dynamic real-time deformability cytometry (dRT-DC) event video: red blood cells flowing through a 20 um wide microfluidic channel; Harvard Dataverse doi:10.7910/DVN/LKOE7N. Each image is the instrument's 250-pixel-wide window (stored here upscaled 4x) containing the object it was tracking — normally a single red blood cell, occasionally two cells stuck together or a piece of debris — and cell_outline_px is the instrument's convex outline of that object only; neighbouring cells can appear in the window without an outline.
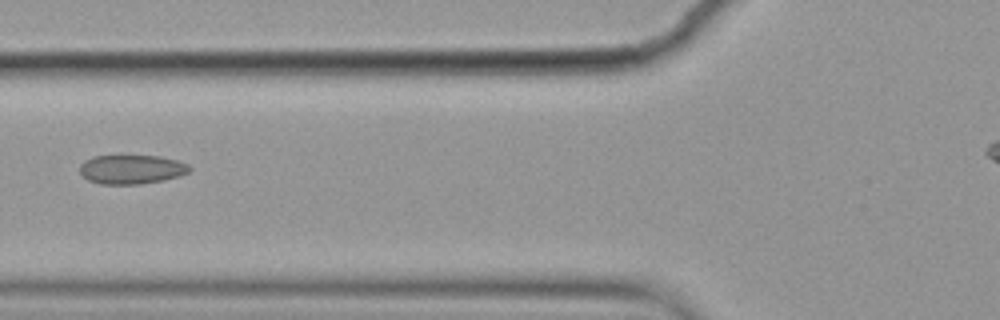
{"species": "common noctule bat (a hibernating species)", "species_latin": "Nyctalus noctula", "temperature_condition": "cold", "stored_images_in_passage": 13, "camera_frame_rate_fps": 3000, "um_per_image_px": 0.085, "animal": {"sex": "female", "body_mass_g": 19.9}, "frame": {"image": 1, "passage_image": 5, "time_ms": 1.333, "image_size_px": [1000, 320], "cell_outline_px": [[192, 168], [188, 172], [180, 176], [164, 180], [140, 184], [100, 184], [88, 180], [80, 172], [80, 164], [84, 160], [92, 156], [160, 156], [176, 160], [188, 164]], "centroid_in_image_um": [11.18, 14.4], "position_along_channel_um": 114.6, "area_um2": 18.67}}
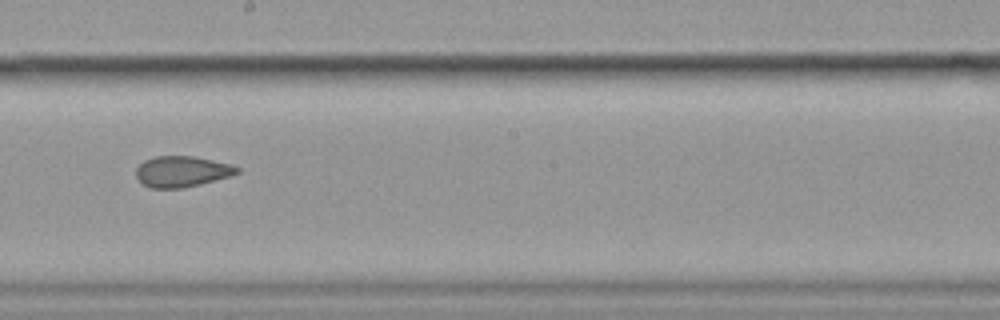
{"frame": {"image": 2, "passage_image": 8, "time_ms": 2.333, "image_size_px": [1000, 320], "cell_outline_px": [[240, 172], [228, 176], [200, 184], [184, 188], [152, 188], [144, 184], [136, 176], [136, 168], [144, 160], [156, 156], [192, 156], [232, 164], [240, 168]], "centroid_in_image_um": [15.46, 14.57], "position_along_channel_um": 232.7, "area_um2": 18.03}}
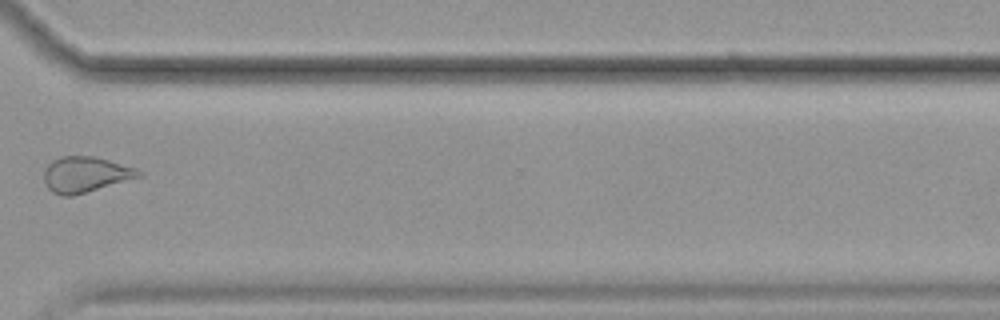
{"frame": {"image": 3, "passage_image": 11, "time_ms": 3.333, "image_size_px": [1000, 320], "cell_outline_px": [[144, 172], [140, 176], [72, 196], [60, 196], [52, 192], [48, 188], [44, 180], [44, 168], [52, 160], [60, 156], [92, 156], [108, 160], [136, 168]], "centroid_in_image_um": [7.21, 14.82], "position_along_channel_um": 363.4, "area_um2": 19.48}}